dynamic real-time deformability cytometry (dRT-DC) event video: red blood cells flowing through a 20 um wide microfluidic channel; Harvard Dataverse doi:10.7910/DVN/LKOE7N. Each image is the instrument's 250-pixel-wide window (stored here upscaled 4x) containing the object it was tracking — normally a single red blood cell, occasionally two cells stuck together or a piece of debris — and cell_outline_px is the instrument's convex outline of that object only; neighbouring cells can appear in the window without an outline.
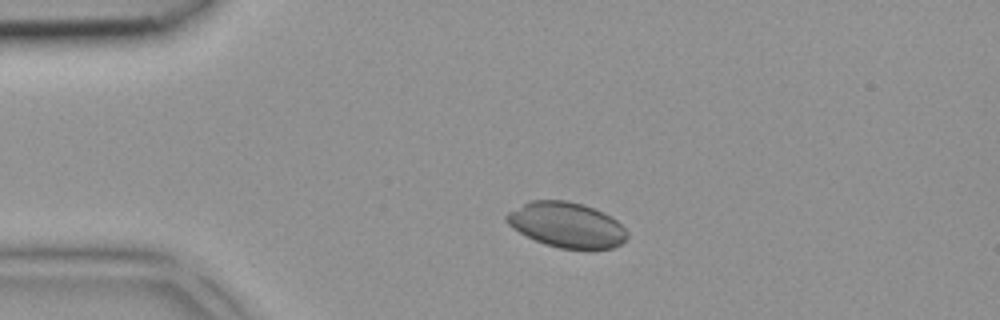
{"species": "common noctule bat (a hibernating species)", "species_latin": "Nyctalus noctula", "temperature_condition": "room temperature", "stored_images_in_passage": 4, "camera_frame_rate_fps": 3000, "um_per_image_px": 0.085, "animal": {"sex": "female", "body_mass_g": 18.4}, "frame": {"image": 1, "passage_image": 2, "time_ms": 0.333, "image_size_px": [1000, 320], "cell_outline_px": [[628, 236], [620, 244], [612, 248], [560, 248], [544, 244], [512, 228], [504, 220], [504, 216], [508, 212], [532, 200], [568, 200], [584, 204], [616, 220], [628, 232]], "centroid_in_image_um": [48.13, 19.1], "position_along_channel_um": 36.9, "area_um2": 31.33}}